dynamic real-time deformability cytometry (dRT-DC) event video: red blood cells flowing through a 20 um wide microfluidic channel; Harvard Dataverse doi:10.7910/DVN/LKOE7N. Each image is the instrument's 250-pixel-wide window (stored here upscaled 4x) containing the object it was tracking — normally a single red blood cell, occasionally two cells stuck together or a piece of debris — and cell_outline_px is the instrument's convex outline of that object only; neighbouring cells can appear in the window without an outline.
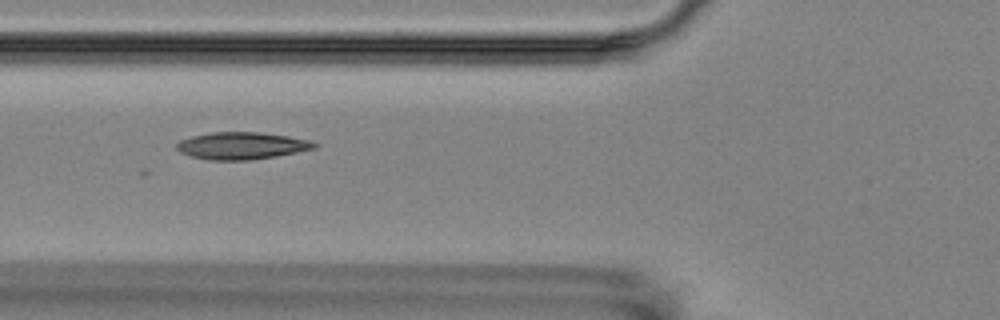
{"species": "Egyptian fruit bat (a non-hibernating species)", "species_latin": "Rousettus aegyptiacus", "temperature_condition": "room temperature", "stored_images_in_passage": 6, "camera_frame_rate_fps": 3000, "um_per_image_px": 0.085, "animal": {"sex": "female"}, "frame": {"image": 1, "passage_image": 6, "time_ms": 6.667, "image_size_px": [1000, 320], "cell_outline_px": [[316, 148], [276, 156], [252, 160], [208, 160], [192, 156], [180, 152], [176, 148], [176, 144], [180, 140], [192, 136], [212, 132], [260, 132], [288, 136], [308, 140], [316, 144]], "centroid_in_image_um": [20.51, 12.39], "position_along_channel_um": 105.3, "area_um2": 21.68}}